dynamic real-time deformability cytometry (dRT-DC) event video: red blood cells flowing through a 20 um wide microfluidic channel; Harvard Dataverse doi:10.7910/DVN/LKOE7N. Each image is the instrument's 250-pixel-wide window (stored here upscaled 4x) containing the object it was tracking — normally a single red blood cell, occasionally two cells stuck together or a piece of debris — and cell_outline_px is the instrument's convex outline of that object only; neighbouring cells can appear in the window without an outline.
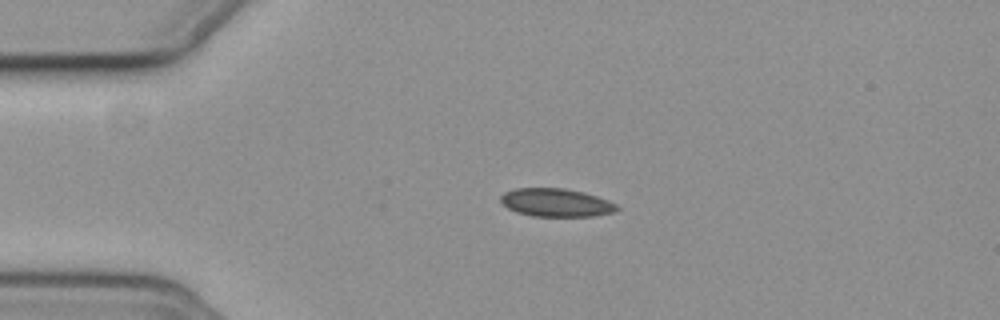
{"species": "common noctule bat (a hibernating species)", "species_latin": "Nyctalus noctula", "temperature_condition": "cold", "stored_images_in_passage": 44, "camera_frame_rate_fps": 3000, "um_per_image_px": 0.085, "animal": {"sex": "female", "body_mass_g": 19.3, "forearm_length_mm": 54.1}, "frame": {"image": 1, "passage_image": 1, "time_ms": 0.0, "image_size_px": [1000, 320], "cell_outline_px": [[620, 208], [612, 212], [592, 216], [532, 216], [516, 212], [508, 208], [500, 200], [500, 196], [504, 192], [516, 188], [564, 188], [596, 196], [608, 200], [616, 204]], "centroid_in_image_um": [47.23, 17.22], "position_along_channel_um": 37.8, "area_um2": 18.9}}
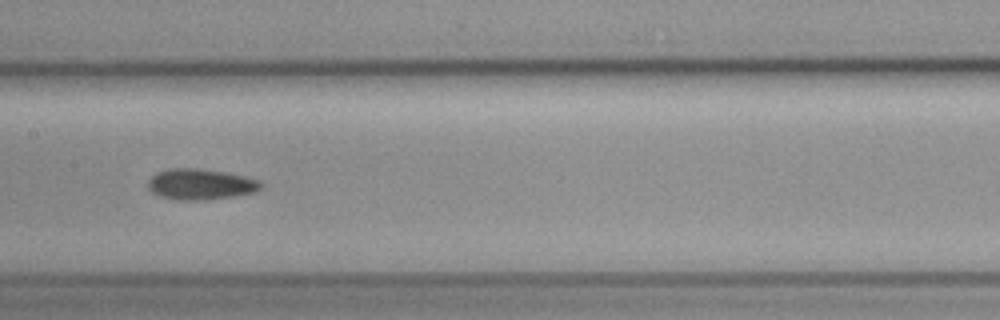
{"frame": {"image": 2, "passage_image": 16, "time_ms": 5.0, "image_size_px": [1000, 320], "cell_outline_px": [[264, 188], [256, 192], [236, 196], [204, 200], [176, 200], [160, 196], [152, 192], [148, 188], [148, 180], [156, 172], [172, 168], [196, 168], [224, 172], [244, 176], [260, 180], [264, 184]], "centroid_in_image_um": [17.09, 15.67], "position_along_channel_um": 190.3, "area_um2": 20.52}}
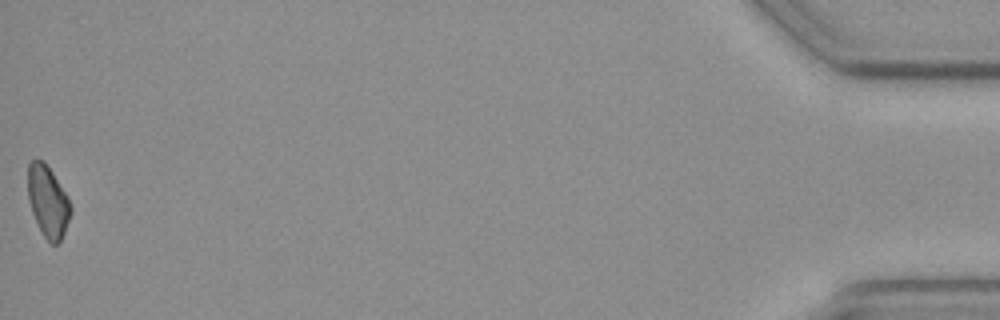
{"frame": {"image": 3, "passage_image": 44, "time_ms": 14.333, "image_size_px": [1000, 320], "cell_outline_px": [[72, 212], [60, 244], [52, 244], [44, 236], [32, 212], [28, 200], [28, 164], [36, 156], [44, 160], [68, 196], [72, 208]], "centroid_in_image_um": [4.08, 17.09], "position_along_channel_um": 431.1, "area_um2": 18.03}}